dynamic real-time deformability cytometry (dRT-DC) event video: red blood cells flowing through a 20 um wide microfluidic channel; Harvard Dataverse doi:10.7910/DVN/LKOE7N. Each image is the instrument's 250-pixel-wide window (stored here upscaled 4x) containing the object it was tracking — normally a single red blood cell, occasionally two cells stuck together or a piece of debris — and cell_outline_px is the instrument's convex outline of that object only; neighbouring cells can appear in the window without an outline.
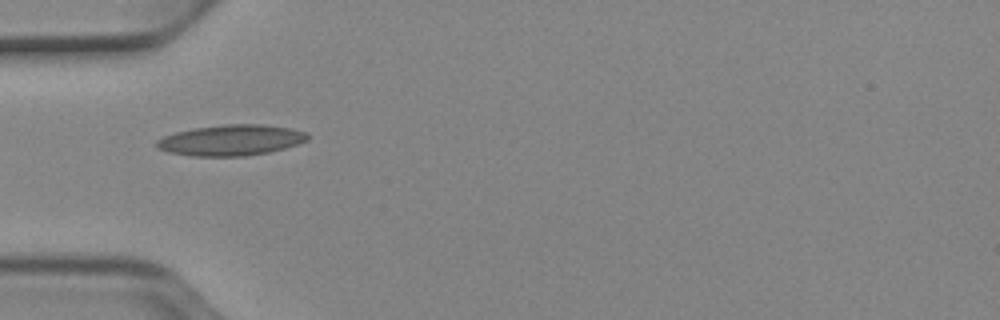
{"species": "Egyptian fruit bat (a non-hibernating species)", "species_latin": "Rousettus aegyptiacus", "temperature_condition": "cold", "stored_images_in_passage": 23, "camera_frame_rate_fps": 3000, "um_per_image_px": 0.085, "animal": {"sex": "female"}, "frame": {"image": 1, "passage_image": 1, "time_ms": 0.0, "image_size_px": [1000, 320], "cell_outline_px": [[308, 140], [284, 148], [268, 152], [244, 156], [192, 156], [168, 152], [160, 148], [156, 144], [156, 140], [164, 136], [176, 132], [196, 128], [224, 124], [264, 124], [292, 128], [308, 132]], "centroid_in_image_um": [19.67, 11.91], "position_along_channel_um": 65.3, "area_um2": 26.99}}